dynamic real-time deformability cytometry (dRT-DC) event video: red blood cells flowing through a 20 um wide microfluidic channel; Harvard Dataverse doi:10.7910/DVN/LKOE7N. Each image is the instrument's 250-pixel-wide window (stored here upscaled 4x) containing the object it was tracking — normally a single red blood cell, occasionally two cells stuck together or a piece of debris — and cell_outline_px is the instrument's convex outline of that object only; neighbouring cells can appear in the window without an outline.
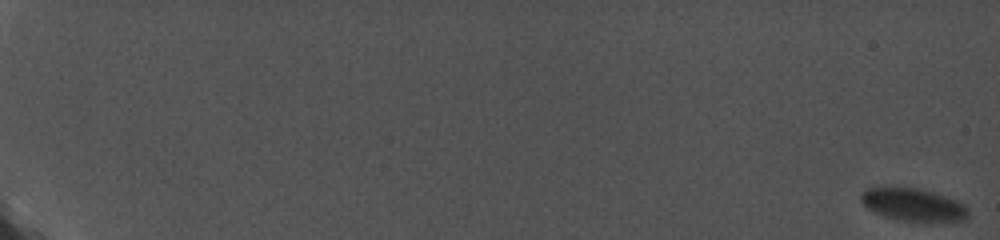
{"species": "common noctule bat (a hibernating species)", "species_latin": "Nyctalus noctula", "temperature_condition": "cold", "stored_images_in_passage": 99, "camera_frame_rate_fps": 5000, "um_per_image_px": 0.085, "animal": {"sex": "female", "body_mass_g": 19.0, "forearm_length_mm": 56.7}, "frame": {"image": 1, "passage_image": 1, "time_ms": 0.0, "image_size_px": [1000, 240], "cell_outline_px": [[968, 216], [964, 220], [896, 220], [884, 216], [868, 208], [860, 200], [860, 196], [868, 188], [884, 184], [920, 188], [956, 200], [964, 204], [968, 208]], "centroid_in_image_um": [77.56, 17.33], "position_along_channel_um": 7.4, "area_um2": 20.52}}
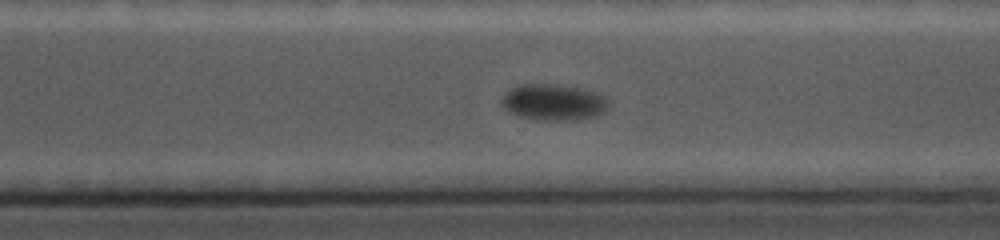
{"frame": {"image": 2, "passage_image": 82, "time_ms": 16.2, "image_size_px": [1000, 240], "cell_outline_px": [[608, 108], [604, 112], [596, 116], [576, 120], [536, 120], [520, 116], [508, 112], [504, 108], [504, 96], [512, 88], [520, 84], [552, 84], [584, 88], [608, 96]], "centroid_in_image_um": [47.13, 8.69], "position_along_channel_um": 323.5, "area_um2": 22.66}}
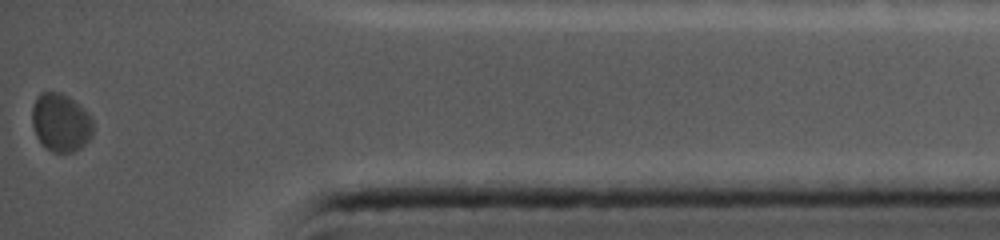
{"frame": {"image": 3, "passage_image": 99, "time_ms": 19.6, "image_size_px": [1000, 240], "cell_outline_px": [[92, 136], [80, 148], [72, 152], [52, 152], [36, 136], [32, 124], [32, 108], [36, 96], [40, 92], [60, 92], [68, 96], [92, 120]], "centroid_in_image_um": [5.12, 10.41], "position_along_channel_um": 430.1, "area_um2": 20.23}}